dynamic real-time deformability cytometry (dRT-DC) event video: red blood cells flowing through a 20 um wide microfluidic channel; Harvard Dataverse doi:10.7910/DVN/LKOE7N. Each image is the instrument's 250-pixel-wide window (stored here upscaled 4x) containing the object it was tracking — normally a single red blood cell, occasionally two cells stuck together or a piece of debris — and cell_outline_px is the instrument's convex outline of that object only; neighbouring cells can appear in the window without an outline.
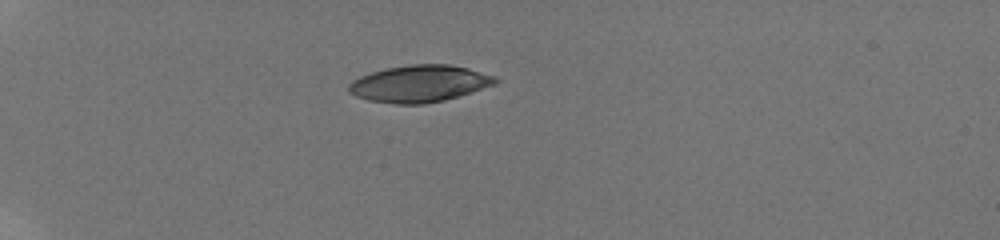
{"species": "human", "species_latin": "Homo sapiens", "temperature_condition": "room temperature", "stored_images_in_passage": 24, "camera_frame_rate_fps": 3000, "um_per_image_px": 0.085, "donor": {"sex": "male"}, "frame": {"image": 1, "passage_image": 1, "time_ms": 0.0, "image_size_px": [1000, 240], "cell_outline_px": [[500, 80], [496, 84], [444, 100], [424, 104], [396, 104], [368, 100], [356, 96], [348, 92], [348, 84], [352, 80], [360, 76], [384, 68], [412, 64], [448, 64], [468, 68], [496, 76]], "centroid_in_image_um": [35.64, 7.1], "position_along_channel_um": 49.4, "area_um2": 31.56}}
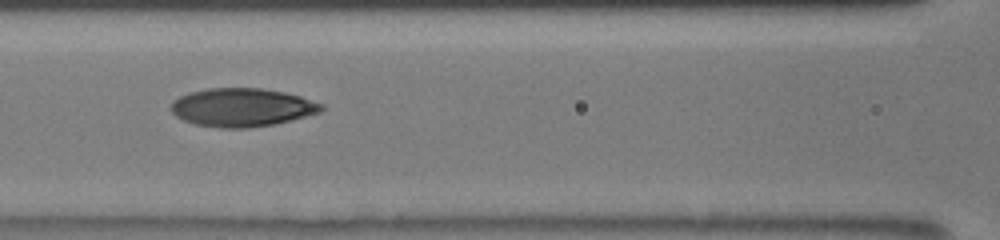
{"frame": {"image": 2, "passage_image": 9, "time_ms": 3.667, "image_size_px": [1000, 240], "cell_outline_px": [[324, 108], [320, 112], [276, 124], [248, 128], [220, 128], [196, 124], [184, 120], [176, 116], [168, 108], [172, 100], [188, 92], [208, 88], [260, 88], [284, 92], [300, 96], [324, 104]], "centroid_in_image_um": [20.54, 9.13], "position_along_channel_um": 146.1, "area_um2": 33.81}}
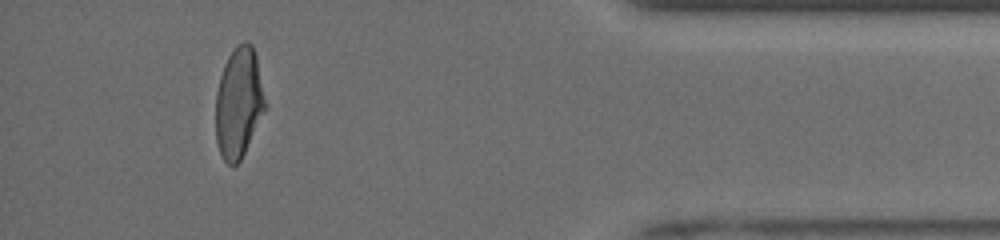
{"frame": {"image": 3, "passage_image": 21, "time_ms": 11.333, "image_size_px": [1000, 240], "cell_outline_px": [[264, 108], [244, 152], [240, 160], [236, 164], [228, 164], [224, 160], [220, 152], [216, 140], [216, 92], [220, 76], [224, 64], [228, 56], [236, 44], [244, 40], [248, 40], [252, 44], [256, 56], [264, 100]], "centroid_in_image_um": [20.25, 8.67], "position_along_channel_um": 415.0, "area_um2": 31.04}, "authors_computed_cell_mechanics": {"area_um2": 32.9171, "velocity_mm_per_s": 3.968, "shape_relaxation_time_tau1_ms": 4.0251, "shape_relaxation_time_tau2_ms": 1.3062, "deformation_change_tau1": 0.1797, "deformation_change_tau2": 0.0602}}